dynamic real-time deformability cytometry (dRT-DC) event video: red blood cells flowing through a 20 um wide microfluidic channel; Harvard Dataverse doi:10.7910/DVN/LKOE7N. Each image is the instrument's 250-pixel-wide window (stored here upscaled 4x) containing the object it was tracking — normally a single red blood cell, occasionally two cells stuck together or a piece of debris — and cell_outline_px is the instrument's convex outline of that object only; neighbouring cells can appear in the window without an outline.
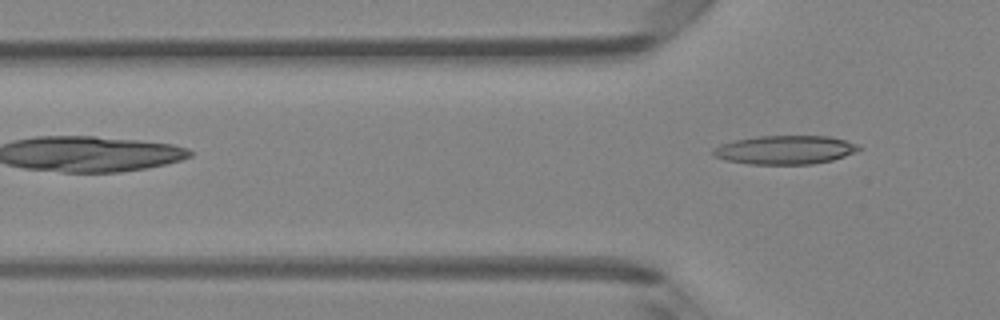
{"species": "Egyptian fruit bat (a non-hibernating species)", "species_latin": "Rousettus aegyptiacus", "temperature_condition": "room temperature", "stored_images_in_passage": 4, "camera_frame_rate_fps": 3000, "um_per_image_px": 0.085, "animal": {"sex": "female"}, "frame": {"image": 1, "passage_image": 4, "time_ms": 1.0, "image_size_px": [1000, 320], "cell_outline_px": [[864, 148], [856, 152], [832, 160], [812, 164], [748, 164], [724, 160], [712, 156], [712, 148], [720, 144], [736, 140], [756, 136], [828, 136], [844, 140], [856, 144]], "centroid_in_image_um": [66.69, 12.74], "position_along_channel_um": 59.1, "area_um2": 24.51}}